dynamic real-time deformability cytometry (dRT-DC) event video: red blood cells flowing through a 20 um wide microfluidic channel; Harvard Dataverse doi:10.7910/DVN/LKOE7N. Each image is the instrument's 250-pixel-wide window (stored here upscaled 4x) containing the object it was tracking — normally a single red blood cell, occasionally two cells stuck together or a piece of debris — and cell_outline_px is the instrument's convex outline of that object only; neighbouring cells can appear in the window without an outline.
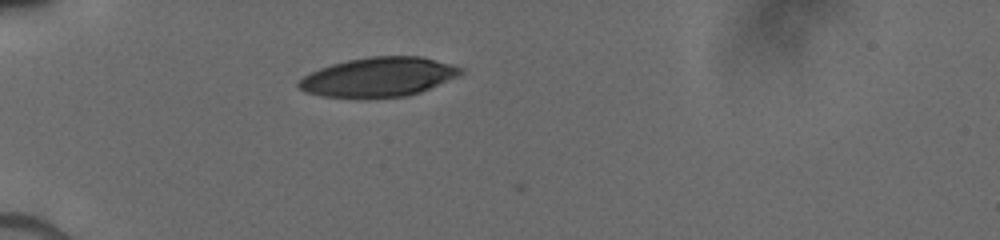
{"species": "human", "species_latin": "Homo sapiens", "temperature_condition": "cold", "stored_images_in_passage": 14, "camera_frame_rate_fps": 3000, "um_per_image_px": 0.085, "donor": {"sex": "male"}, "frame": {"image": 1, "passage_image": 1, "time_ms": 0.0, "image_size_px": [1000, 240], "cell_outline_px": [[464, 72], [456, 76], [420, 92], [408, 96], [364, 100], [320, 96], [304, 92], [296, 84], [304, 76], [320, 68], [332, 64], [348, 60], [368, 56], [420, 56], [464, 68]], "centroid_in_image_um": [32.12, 6.58], "position_along_channel_um": 52.9, "area_um2": 37.57}}
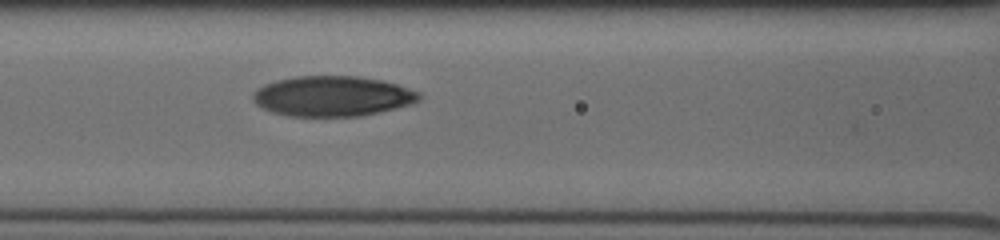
{"frame": {"image": 2, "passage_image": 7, "time_ms": 2.667, "image_size_px": [1000, 240], "cell_outline_px": [[420, 100], [412, 104], [360, 116], [288, 116], [272, 112], [256, 104], [252, 100], [252, 92], [256, 88], [264, 84], [276, 80], [296, 76], [360, 76], [384, 80], [420, 92]], "centroid_in_image_um": [28.23, 8.16], "position_along_channel_um": 138.4, "area_um2": 39.19}}
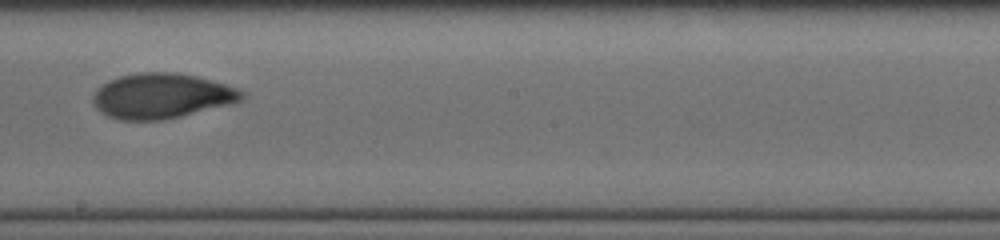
{"frame": {"image": 3, "passage_image": 12, "time_ms": 5.0, "image_size_px": [1000, 240], "cell_outline_px": [[248, 96], [240, 100], [228, 104], [164, 120], [120, 120], [108, 116], [100, 112], [92, 104], [92, 96], [96, 88], [108, 80], [120, 76], [140, 72], [176, 72], [196, 76], [240, 88], [248, 92]], "centroid_in_image_um": [13.72, 8.14], "position_along_channel_um": 234.5, "area_um2": 39.42}}